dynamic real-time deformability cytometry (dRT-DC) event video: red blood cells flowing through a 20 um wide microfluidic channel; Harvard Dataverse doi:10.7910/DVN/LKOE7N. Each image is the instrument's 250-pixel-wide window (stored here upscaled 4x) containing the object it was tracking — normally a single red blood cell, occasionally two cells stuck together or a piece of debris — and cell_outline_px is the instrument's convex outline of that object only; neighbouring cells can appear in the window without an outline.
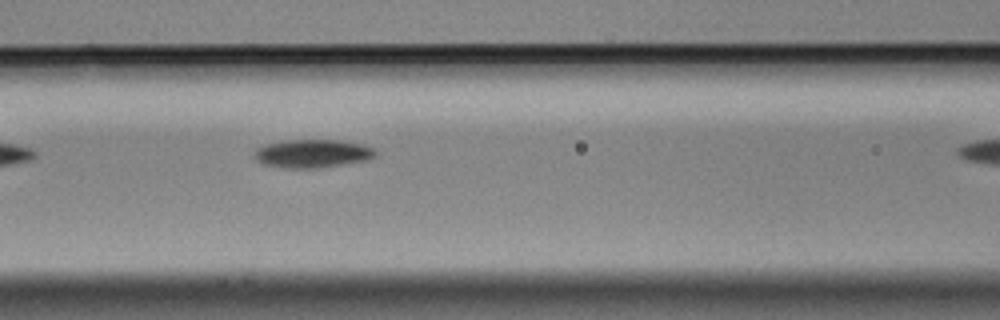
{"species": "Egyptian fruit bat (a non-hibernating species)", "species_latin": "Rousettus aegyptiacus", "temperature_condition": "cold", "stored_images_in_passage": 8, "camera_frame_rate_fps": 3000, "um_per_image_px": 0.085, "animal": {"sex": "male"}, "frame": {"image": 1, "passage_image": 5, "time_ms": 1.333, "image_size_px": [1000, 320], "cell_outline_px": [[376, 156], [368, 160], [316, 168], [284, 168], [264, 164], [256, 160], [252, 156], [252, 152], [256, 148], [264, 144], [284, 140], [340, 140], [364, 144], [376, 148]], "centroid_in_image_um": [26.54, 13.04], "position_along_channel_um": 140.1, "area_um2": 20.29}}
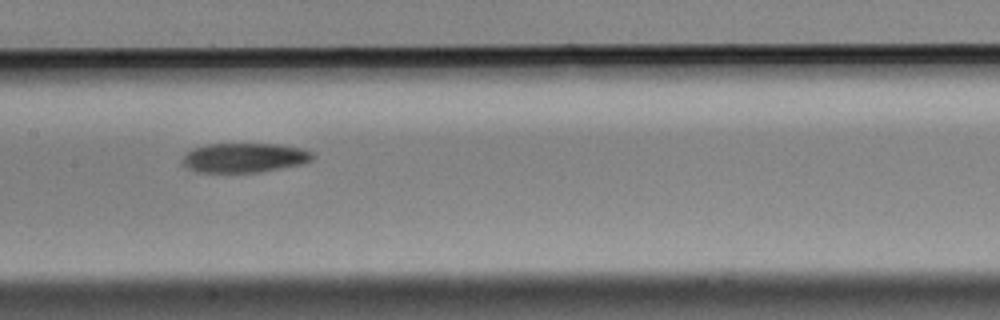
{"frame": {"image": 2, "passage_image": 7, "time_ms": 2.0, "image_size_px": [1000, 320], "cell_outline_px": [[312, 160], [300, 164], [260, 172], [196, 172], [184, 164], [180, 160], [192, 148], [208, 144], [276, 144], [300, 148], [312, 152]], "centroid_in_image_um": [20.74, 13.4], "position_along_channel_um": 186.7, "area_um2": 22.08}}
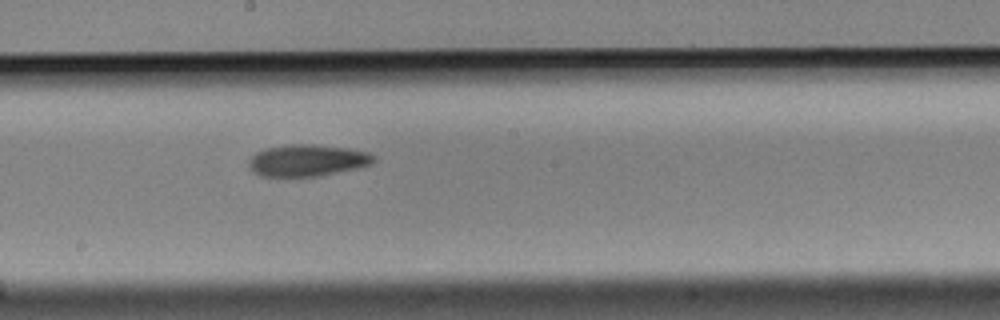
{"frame": {"image": 3, "passage_image": 8, "time_ms": 2.333, "image_size_px": [1000, 320], "cell_outline_px": [[376, 160], [372, 164], [356, 168], [320, 176], [260, 176], [248, 164], [248, 160], [256, 152], [264, 148], [284, 144], [316, 144], [348, 148], [368, 152], [376, 156]], "centroid_in_image_um": [26.14, 13.61], "position_along_channel_um": 222.1, "area_um2": 23.24}}